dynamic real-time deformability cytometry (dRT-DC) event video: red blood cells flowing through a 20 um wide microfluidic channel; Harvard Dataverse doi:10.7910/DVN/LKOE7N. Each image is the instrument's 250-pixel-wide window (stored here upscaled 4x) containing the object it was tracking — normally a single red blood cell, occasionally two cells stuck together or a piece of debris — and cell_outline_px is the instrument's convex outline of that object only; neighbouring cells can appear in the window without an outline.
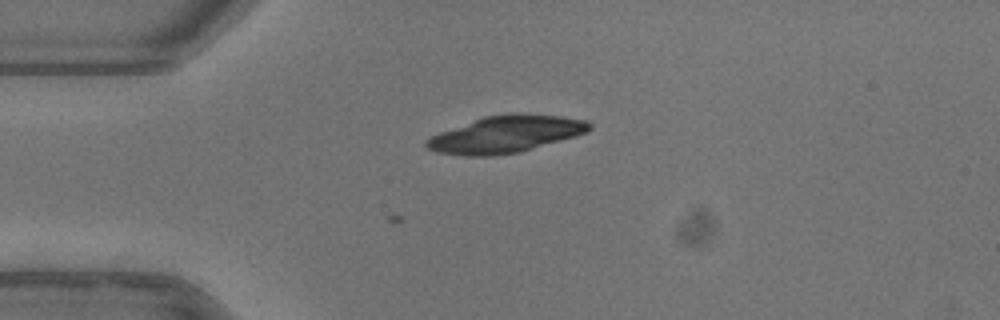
{"species": "common noctule bat (a hibernating species)", "species_latin": "Nyctalus noctula", "temperature_condition": "warm", "stored_images_in_passage": 6, "camera_frame_rate_fps": 3000, "um_per_image_px": 0.085, "animal": {"sex": "female"}, "frame": {"image": 1, "passage_image": 6, "time_ms": 1.667, "image_size_px": [1000, 320], "cell_outline_px": [[592, 128], [588, 132], [560, 140], [516, 152], [492, 156], [464, 156], [440, 152], [428, 148], [424, 144], [424, 140], [440, 132], [484, 116], [512, 112], [520, 112], [560, 116], [588, 120], [592, 124]], "centroid_in_image_um": [43.0, 11.38], "position_along_channel_um": 42.0, "area_um2": 34.85}}